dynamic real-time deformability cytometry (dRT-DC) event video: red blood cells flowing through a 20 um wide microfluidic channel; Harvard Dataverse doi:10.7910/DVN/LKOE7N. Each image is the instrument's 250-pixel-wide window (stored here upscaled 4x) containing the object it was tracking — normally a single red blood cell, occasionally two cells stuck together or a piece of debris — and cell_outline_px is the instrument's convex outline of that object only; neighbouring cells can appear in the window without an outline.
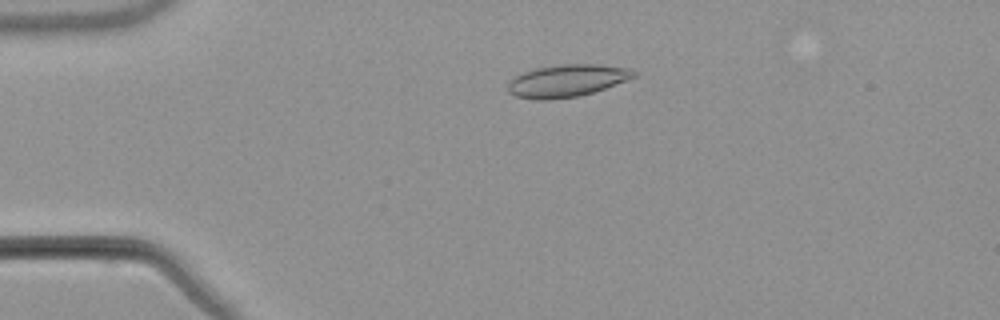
{"species": "common noctule bat (a hibernating species)", "species_latin": "Nyctalus noctula", "temperature_condition": "warm", "stored_images_in_passage": 52, "camera_frame_rate_fps": 3000, "um_per_image_px": 0.085, "animal": {"sex": "male", "body_mass_g": 21.5, "forearm_length_mm": 52.0}, "frame": {"image": 1, "passage_image": 10, "time_ms": 3.0, "image_size_px": [1000, 320], "cell_outline_px": [[640, 72], [636, 76], [628, 80], [580, 96], [548, 100], [536, 100], [516, 96], [508, 92], [508, 84], [516, 76], [524, 72], [536, 68], [560, 64], [600, 64], [628, 68]], "centroid_in_image_um": [48.23, 6.86], "position_along_channel_um": 36.8, "area_um2": 23.76}}
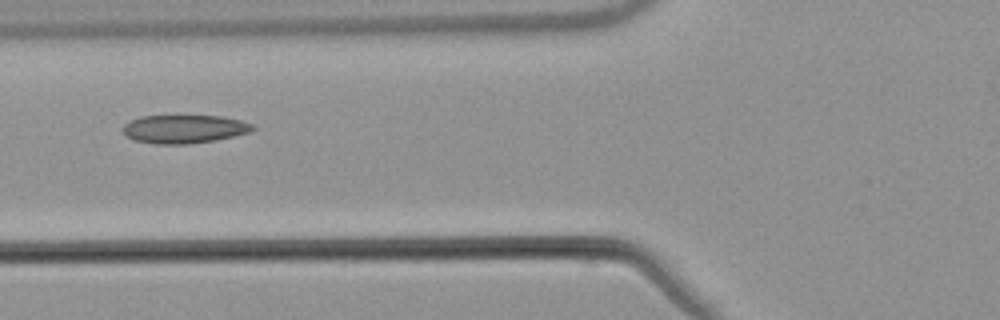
{"frame": {"image": 2, "passage_image": 19, "time_ms": 6.0, "image_size_px": [1000, 320], "cell_outline_px": [[256, 128], [252, 132], [216, 140], [188, 144], [156, 144], [132, 140], [120, 128], [124, 124], [140, 116], [220, 116], [240, 120], [252, 124]], "centroid_in_image_um": [15.66, 10.97], "position_along_channel_um": 110.1, "area_um2": 21.56}}
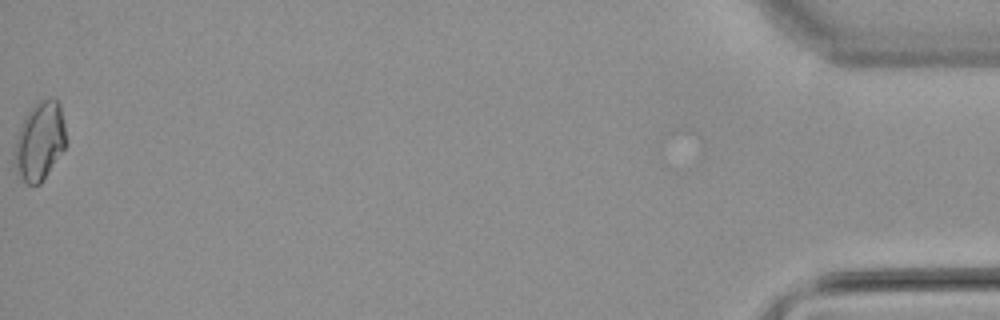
{"frame": {"image": 3, "passage_image": 52, "time_ms": 17.0, "image_size_px": [1000, 320], "cell_outline_px": [[64, 148], [40, 184], [28, 184], [16, 172], [12, 164], [16, 136], [28, 112], [40, 100], [56, 100], [60, 104], [64, 124]], "centroid_in_image_um": [3.33, 12.04], "position_along_channel_um": 431.9, "area_um2": 22.95}, "authors_computed_cell_mechanics": {"area_um2": 21.3282, "velocity_mm_per_s": 3.8137, "shape_relaxation_time_tau1_ms": null, "shape_relaxation_time_tau2_ms": 5.3334, "deformation_change_tau1": null, "deformation_change_tau2": 0.1084}}